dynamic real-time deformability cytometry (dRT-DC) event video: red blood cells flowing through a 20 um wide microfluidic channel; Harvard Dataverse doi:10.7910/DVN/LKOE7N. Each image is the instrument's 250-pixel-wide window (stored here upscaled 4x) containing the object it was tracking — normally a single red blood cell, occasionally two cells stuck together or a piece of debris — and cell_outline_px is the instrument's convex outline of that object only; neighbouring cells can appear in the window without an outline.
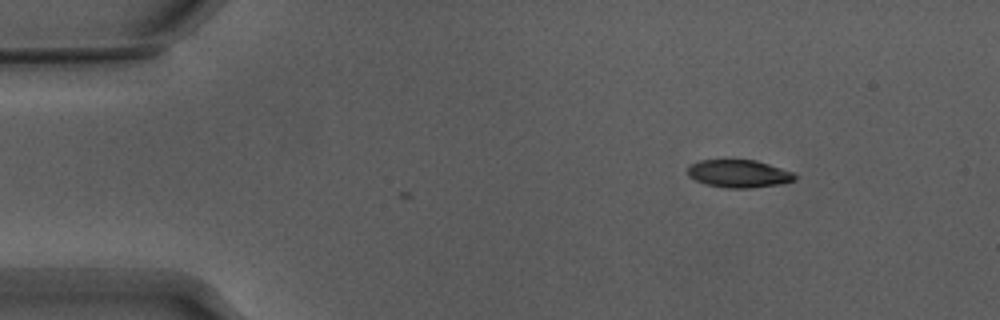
{"species": "Egyptian fruit bat (a non-hibernating species)", "species_latin": "Rousettus aegyptiacus", "temperature_condition": "warm", "stored_images_in_passage": 3, "camera_frame_rate_fps": 3000, "um_per_image_px": 0.085, "animal": {"sex": "male"}, "frame": {"image": 1, "passage_image": 3, "time_ms": 0.667, "image_size_px": [1000, 320], "cell_outline_px": [[796, 180], [780, 184], [752, 188], [728, 188], [704, 184], [688, 176], [688, 164], [700, 160], [756, 160], [792, 172], [796, 176]], "centroid_in_image_um": [62.77, 14.76], "position_along_channel_um": 22.2, "area_um2": 17.34}}